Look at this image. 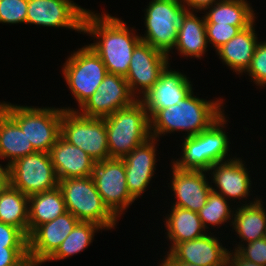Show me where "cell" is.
<instances>
[{"label":"cell","mask_w":266,"mask_h":266,"mask_svg":"<svg viewBox=\"0 0 266 266\" xmlns=\"http://www.w3.org/2000/svg\"><path fill=\"white\" fill-rule=\"evenodd\" d=\"M133 29H128L119 18L108 13L94 14L89 9L83 20V33L99 39L89 46L101 58L107 72L123 77L128 73L133 50L142 41Z\"/></svg>","instance_id":"6da1fadb"},{"label":"cell","mask_w":266,"mask_h":266,"mask_svg":"<svg viewBox=\"0 0 266 266\" xmlns=\"http://www.w3.org/2000/svg\"><path fill=\"white\" fill-rule=\"evenodd\" d=\"M222 103L220 99L207 101L196 97L192 90L177 104L158 110L149 119L150 135L156 139L174 131H186L187 137L197 135L225 115Z\"/></svg>","instance_id":"7a4b0ae2"},{"label":"cell","mask_w":266,"mask_h":266,"mask_svg":"<svg viewBox=\"0 0 266 266\" xmlns=\"http://www.w3.org/2000/svg\"><path fill=\"white\" fill-rule=\"evenodd\" d=\"M103 119L110 158L121 159L151 138L148 113L139 99Z\"/></svg>","instance_id":"3957f363"},{"label":"cell","mask_w":266,"mask_h":266,"mask_svg":"<svg viewBox=\"0 0 266 266\" xmlns=\"http://www.w3.org/2000/svg\"><path fill=\"white\" fill-rule=\"evenodd\" d=\"M0 108L20 127L36 152L52 149L61 134L64 108H36L0 102Z\"/></svg>","instance_id":"277c9868"},{"label":"cell","mask_w":266,"mask_h":266,"mask_svg":"<svg viewBox=\"0 0 266 266\" xmlns=\"http://www.w3.org/2000/svg\"><path fill=\"white\" fill-rule=\"evenodd\" d=\"M66 209L79 221L93 222L105 230L113 229L118 218L104 204L92 176L59 180Z\"/></svg>","instance_id":"5b68a950"},{"label":"cell","mask_w":266,"mask_h":266,"mask_svg":"<svg viewBox=\"0 0 266 266\" xmlns=\"http://www.w3.org/2000/svg\"><path fill=\"white\" fill-rule=\"evenodd\" d=\"M226 123L223 115L207 130L197 135L185 136L181 145L182 158L173 161V165L179 169L208 171L212 165L226 161L230 150L229 138L223 130Z\"/></svg>","instance_id":"8992f818"},{"label":"cell","mask_w":266,"mask_h":266,"mask_svg":"<svg viewBox=\"0 0 266 266\" xmlns=\"http://www.w3.org/2000/svg\"><path fill=\"white\" fill-rule=\"evenodd\" d=\"M146 33L142 42L169 57L173 50L185 17L191 12L182 0H152L145 9Z\"/></svg>","instance_id":"52a82bcc"},{"label":"cell","mask_w":266,"mask_h":266,"mask_svg":"<svg viewBox=\"0 0 266 266\" xmlns=\"http://www.w3.org/2000/svg\"><path fill=\"white\" fill-rule=\"evenodd\" d=\"M66 141L81 148L95 162L110 159L105 120L80 115L65 108L61 117V134Z\"/></svg>","instance_id":"ba28073f"},{"label":"cell","mask_w":266,"mask_h":266,"mask_svg":"<svg viewBox=\"0 0 266 266\" xmlns=\"http://www.w3.org/2000/svg\"><path fill=\"white\" fill-rule=\"evenodd\" d=\"M63 66L64 80L79 107L97 91L108 73L101 58L89 45L73 52Z\"/></svg>","instance_id":"9c48e42d"},{"label":"cell","mask_w":266,"mask_h":266,"mask_svg":"<svg viewBox=\"0 0 266 266\" xmlns=\"http://www.w3.org/2000/svg\"><path fill=\"white\" fill-rule=\"evenodd\" d=\"M10 186L30 196L58 186L50 154L35 152L23 156L9 165Z\"/></svg>","instance_id":"30bf717a"},{"label":"cell","mask_w":266,"mask_h":266,"mask_svg":"<svg viewBox=\"0 0 266 266\" xmlns=\"http://www.w3.org/2000/svg\"><path fill=\"white\" fill-rule=\"evenodd\" d=\"M92 178L104 204L117 218L130 204L134 203L135 200L127 189L126 172L122 159L110 158L96 162Z\"/></svg>","instance_id":"8fae6325"},{"label":"cell","mask_w":266,"mask_h":266,"mask_svg":"<svg viewBox=\"0 0 266 266\" xmlns=\"http://www.w3.org/2000/svg\"><path fill=\"white\" fill-rule=\"evenodd\" d=\"M136 100L125 77L107 73L97 91L79 108L80 112H77L84 117L103 119L118 109L132 105Z\"/></svg>","instance_id":"7c38bea8"},{"label":"cell","mask_w":266,"mask_h":266,"mask_svg":"<svg viewBox=\"0 0 266 266\" xmlns=\"http://www.w3.org/2000/svg\"><path fill=\"white\" fill-rule=\"evenodd\" d=\"M87 11L72 0H28L26 24L66 27L81 33Z\"/></svg>","instance_id":"4fadbf2b"},{"label":"cell","mask_w":266,"mask_h":266,"mask_svg":"<svg viewBox=\"0 0 266 266\" xmlns=\"http://www.w3.org/2000/svg\"><path fill=\"white\" fill-rule=\"evenodd\" d=\"M168 60L169 57L167 55L145 42L141 41L135 47L125 78L131 93L137 100L139 99L138 95L141 94L143 96L147 93L165 69L169 67Z\"/></svg>","instance_id":"5bb4252c"},{"label":"cell","mask_w":266,"mask_h":266,"mask_svg":"<svg viewBox=\"0 0 266 266\" xmlns=\"http://www.w3.org/2000/svg\"><path fill=\"white\" fill-rule=\"evenodd\" d=\"M79 220L69 211L39 225L28 236V254L32 266H39L57 251Z\"/></svg>","instance_id":"9a60e30c"},{"label":"cell","mask_w":266,"mask_h":266,"mask_svg":"<svg viewBox=\"0 0 266 266\" xmlns=\"http://www.w3.org/2000/svg\"><path fill=\"white\" fill-rule=\"evenodd\" d=\"M192 91L188 77L167 67L152 88L139 98L149 119L161 109L177 104Z\"/></svg>","instance_id":"2e32d148"},{"label":"cell","mask_w":266,"mask_h":266,"mask_svg":"<svg viewBox=\"0 0 266 266\" xmlns=\"http://www.w3.org/2000/svg\"><path fill=\"white\" fill-rule=\"evenodd\" d=\"M214 235H206L177 243L165 256L170 261H180L201 266H227L229 250Z\"/></svg>","instance_id":"e0dca14e"},{"label":"cell","mask_w":266,"mask_h":266,"mask_svg":"<svg viewBox=\"0 0 266 266\" xmlns=\"http://www.w3.org/2000/svg\"><path fill=\"white\" fill-rule=\"evenodd\" d=\"M171 189L174 191L175 204L172 206L181 207L198 212L205 204L208 194L212 190L206 170L179 169L172 164Z\"/></svg>","instance_id":"ac0fdd59"},{"label":"cell","mask_w":266,"mask_h":266,"mask_svg":"<svg viewBox=\"0 0 266 266\" xmlns=\"http://www.w3.org/2000/svg\"><path fill=\"white\" fill-rule=\"evenodd\" d=\"M213 170V172H212ZM212 181L217 188L212 191L223 195L227 200L245 198L250 194L251 178L241 158L218 162L210 167ZM217 190V191H216Z\"/></svg>","instance_id":"d6986e66"},{"label":"cell","mask_w":266,"mask_h":266,"mask_svg":"<svg viewBox=\"0 0 266 266\" xmlns=\"http://www.w3.org/2000/svg\"><path fill=\"white\" fill-rule=\"evenodd\" d=\"M49 154L58 181L92 176L96 162L81 148L69 143L61 135Z\"/></svg>","instance_id":"ffe728a7"},{"label":"cell","mask_w":266,"mask_h":266,"mask_svg":"<svg viewBox=\"0 0 266 266\" xmlns=\"http://www.w3.org/2000/svg\"><path fill=\"white\" fill-rule=\"evenodd\" d=\"M254 24L241 30L235 37L216 50L222 62L237 75L245 73L251 64L258 43Z\"/></svg>","instance_id":"44dd1931"},{"label":"cell","mask_w":266,"mask_h":266,"mask_svg":"<svg viewBox=\"0 0 266 266\" xmlns=\"http://www.w3.org/2000/svg\"><path fill=\"white\" fill-rule=\"evenodd\" d=\"M262 199L256 198L253 202L242 204L234 212L233 220L230 221L233 229L242 239L249 243L266 236V209Z\"/></svg>","instance_id":"7402d4cb"},{"label":"cell","mask_w":266,"mask_h":266,"mask_svg":"<svg viewBox=\"0 0 266 266\" xmlns=\"http://www.w3.org/2000/svg\"><path fill=\"white\" fill-rule=\"evenodd\" d=\"M67 212L60 188L36 193L29 196L28 228L29 235L44 223L54 220Z\"/></svg>","instance_id":"603a6c76"},{"label":"cell","mask_w":266,"mask_h":266,"mask_svg":"<svg viewBox=\"0 0 266 266\" xmlns=\"http://www.w3.org/2000/svg\"><path fill=\"white\" fill-rule=\"evenodd\" d=\"M171 213L167 215V238L171 241L172 249L177 243L200 238L206 230L197 212L181 207L171 206Z\"/></svg>","instance_id":"cb8c5ba5"},{"label":"cell","mask_w":266,"mask_h":266,"mask_svg":"<svg viewBox=\"0 0 266 266\" xmlns=\"http://www.w3.org/2000/svg\"><path fill=\"white\" fill-rule=\"evenodd\" d=\"M31 142L20 127L0 108V159H7V165L23 156L33 154Z\"/></svg>","instance_id":"d4e9b609"},{"label":"cell","mask_w":266,"mask_h":266,"mask_svg":"<svg viewBox=\"0 0 266 266\" xmlns=\"http://www.w3.org/2000/svg\"><path fill=\"white\" fill-rule=\"evenodd\" d=\"M190 12L184 19L182 26L178 29L175 49L182 56L200 59L208 47L205 17H197Z\"/></svg>","instance_id":"484cf974"},{"label":"cell","mask_w":266,"mask_h":266,"mask_svg":"<svg viewBox=\"0 0 266 266\" xmlns=\"http://www.w3.org/2000/svg\"><path fill=\"white\" fill-rule=\"evenodd\" d=\"M250 6L247 0H219L206 9L205 23L251 26L256 17Z\"/></svg>","instance_id":"4316f807"},{"label":"cell","mask_w":266,"mask_h":266,"mask_svg":"<svg viewBox=\"0 0 266 266\" xmlns=\"http://www.w3.org/2000/svg\"><path fill=\"white\" fill-rule=\"evenodd\" d=\"M29 196L9 186L0 193V222L17 227L29 236Z\"/></svg>","instance_id":"83f0119b"},{"label":"cell","mask_w":266,"mask_h":266,"mask_svg":"<svg viewBox=\"0 0 266 266\" xmlns=\"http://www.w3.org/2000/svg\"><path fill=\"white\" fill-rule=\"evenodd\" d=\"M99 229L103 228L96 223L79 221L47 261L66 259L85 250Z\"/></svg>","instance_id":"f1b7e54d"},{"label":"cell","mask_w":266,"mask_h":266,"mask_svg":"<svg viewBox=\"0 0 266 266\" xmlns=\"http://www.w3.org/2000/svg\"><path fill=\"white\" fill-rule=\"evenodd\" d=\"M232 211L227 199L211 190L206 204L197 213L205 229H208L207 225L216 227L233 220L234 211Z\"/></svg>","instance_id":"f546056e"},{"label":"cell","mask_w":266,"mask_h":266,"mask_svg":"<svg viewBox=\"0 0 266 266\" xmlns=\"http://www.w3.org/2000/svg\"><path fill=\"white\" fill-rule=\"evenodd\" d=\"M156 138H149L145 143L134 148L129 154L121 158L125 169L139 171H154L156 159ZM156 146V147H155Z\"/></svg>","instance_id":"4dcf8cb0"},{"label":"cell","mask_w":266,"mask_h":266,"mask_svg":"<svg viewBox=\"0 0 266 266\" xmlns=\"http://www.w3.org/2000/svg\"><path fill=\"white\" fill-rule=\"evenodd\" d=\"M207 42L213 44L215 49L235 37L241 30L249 26H233L230 24L205 23Z\"/></svg>","instance_id":"1f68e13d"},{"label":"cell","mask_w":266,"mask_h":266,"mask_svg":"<svg viewBox=\"0 0 266 266\" xmlns=\"http://www.w3.org/2000/svg\"><path fill=\"white\" fill-rule=\"evenodd\" d=\"M28 0H0V23H25Z\"/></svg>","instance_id":"d6a6232c"},{"label":"cell","mask_w":266,"mask_h":266,"mask_svg":"<svg viewBox=\"0 0 266 266\" xmlns=\"http://www.w3.org/2000/svg\"><path fill=\"white\" fill-rule=\"evenodd\" d=\"M248 76L257 86L266 85V41L257 43L251 64L247 69Z\"/></svg>","instance_id":"836d02e7"},{"label":"cell","mask_w":266,"mask_h":266,"mask_svg":"<svg viewBox=\"0 0 266 266\" xmlns=\"http://www.w3.org/2000/svg\"><path fill=\"white\" fill-rule=\"evenodd\" d=\"M241 243L234 251L241 257L253 263L266 266V236L256 241L246 243V246Z\"/></svg>","instance_id":"e575fe53"},{"label":"cell","mask_w":266,"mask_h":266,"mask_svg":"<svg viewBox=\"0 0 266 266\" xmlns=\"http://www.w3.org/2000/svg\"><path fill=\"white\" fill-rule=\"evenodd\" d=\"M125 172L128 192L130 196L136 200L146 190L155 171L125 169Z\"/></svg>","instance_id":"d590c367"},{"label":"cell","mask_w":266,"mask_h":266,"mask_svg":"<svg viewBox=\"0 0 266 266\" xmlns=\"http://www.w3.org/2000/svg\"><path fill=\"white\" fill-rule=\"evenodd\" d=\"M28 247V236L17 227L0 222V248Z\"/></svg>","instance_id":"8d00e7d4"},{"label":"cell","mask_w":266,"mask_h":266,"mask_svg":"<svg viewBox=\"0 0 266 266\" xmlns=\"http://www.w3.org/2000/svg\"><path fill=\"white\" fill-rule=\"evenodd\" d=\"M0 266H32L28 247L0 248Z\"/></svg>","instance_id":"74e56055"},{"label":"cell","mask_w":266,"mask_h":266,"mask_svg":"<svg viewBox=\"0 0 266 266\" xmlns=\"http://www.w3.org/2000/svg\"><path fill=\"white\" fill-rule=\"evenodd\" d=\"M219 0H182L183 4L185 7H189L188 9L192 12L197 11H202L206 10L210 6H212L214 3H216Z\"/></svg>","instance_id":"f35d334b"},{"label":"cell","mask_w":266,"mask_h":266,"mask_svg":"<svg viewBox=\"0 0 266 266\" xmlns=\"http://www.w3.org/2000/svg\"><path fill=\"white\" fill-rule=\"evenodd\" d=\"M229 251L227 266H263L241 258L236 252Z\"/></svg>","instance_id":"ab89813d"},{"label":"cell","mask_w":266,"mask_h":266,"mask_svg":"<svg viewBox=\"0 0 266 266\" xmlns=\"http://www.w3.org/2000/svg\"><path fill=\"white\" fill-rule=\"evenodd\" d=\"M10 186V168L9 165L3 167L0 164V191L6 190Z\"/></svg>","instance_id":"60d3db41"},{"label":"cell","mask_w":266,"mask_h":266,"mask_svg":"<svg viewBox=\"0 0 266 266\" xmlns=\"http://www.w3.org/2000/svg\"><path fill=\"white\" fill-rule=\"evenodd\" d=\"M175 266H201V265H196V264H188L185 262H180V261H171Z\"/></svg>","instance_id":"b9f144b4"},{"label":"cell","mask_w":266,"mask_h":266,"mask_svg":"<svg viewBox=\"0 0 266 266\" xmlns=\"http://www.w3.org/2000/svg\"><path fill=\"white\" fill-rule=\"evenodd\" d=\"M164 260V261H163ZM162 260L160 266H175L167 257Z\"/></svg>","instance_id":"7bdbcfd3"}]
</instances>
